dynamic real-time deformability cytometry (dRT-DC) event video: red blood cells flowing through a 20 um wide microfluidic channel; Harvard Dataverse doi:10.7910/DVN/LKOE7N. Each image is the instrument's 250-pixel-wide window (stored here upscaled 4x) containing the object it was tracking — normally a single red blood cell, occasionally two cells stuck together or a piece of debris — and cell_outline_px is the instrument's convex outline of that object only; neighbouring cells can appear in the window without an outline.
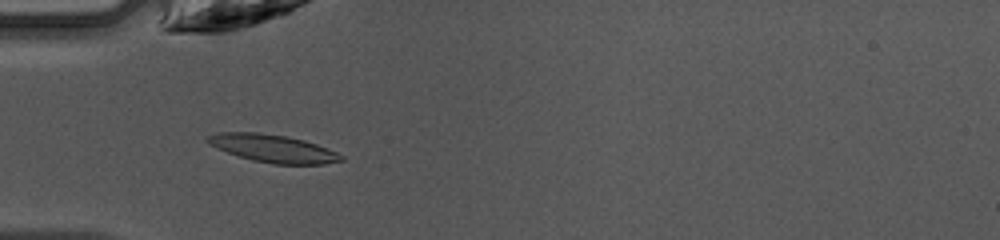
{"species": "common noctule bat (a hibernating species)", "species_latin": "Nyctalus noctula", "temperature_condition": "warm", "stored_images_in_passage": 47, "camera_frame_rate_fps": 3000, "um_per_image_px": 0.085, "animal": {"sex": "female", "body_mass_g": 10.0, "forearm_length_mm": 53.1}, "frame": {"image": 1, "passage_image": 15, "time_ms": 4.667, "image_size_px": [1000, 240], "cell_outline_px": [[344, 160], [324, 164], [272, 164], [252, 160], [216, 148], [204, 140], [208, 136], [216, 132], [256, 132], [288, 136], [304, 140], [316, 144], [336, 152], [344, 156]], "centroid_in_image_um": [23.19, 12.61], "position_along_channel_um": 61.8, "area_um2": 21.56}}
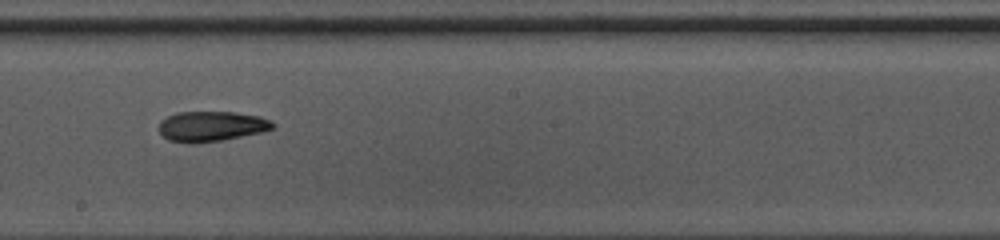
{"frame": {"image": 2, "passage_image": 27, "time_ms": 8.667, "image_size_px": [1000, 240], "cell_outline_px": [[276, 124], [272, 128], [264, 132], [220, 140], [192, 144], [168, 140], [160, 132], [160, 120], [176, 112], [236, 112], [260, 116], [272, 120]], "centroid_in_image_um": [18.0, 10.73], "position_along_channel_um": 230.2, "area_um2": 20.11}}
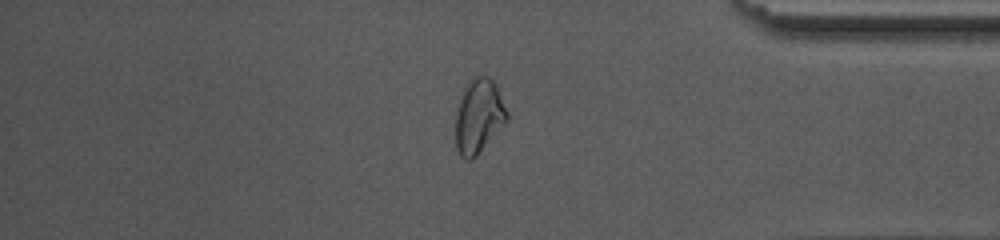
{"frame": {"image": 3, "passage_image": 40, "time_ms": 13.0, "image_size_px": [1000, 240], "cell_outline_px": [[508, 120], [476, 156], [472, 160], [468, 160], [460, 156], [456, 148], [456, 112], [460, 96], [464, 88], [472, 76], [488, 76], [496, 84], [508, 112]], "centroid_in_image_um": [40.69, 9.86], "position_along_channel_um": 394.5, "area_um2": 22.31}, "authors_computed_cell_mechanics": {"area_um2": 19.8832, "velocity_mm_per_s": 4.2508, "shape_relaxation_time_tau1_ms": 4.4289, "shape_relaxation_time_tau2_ms": 3.0885, "deformation_change_tau1": 0.1645, "deformation_change_tau2": 0.1113}}